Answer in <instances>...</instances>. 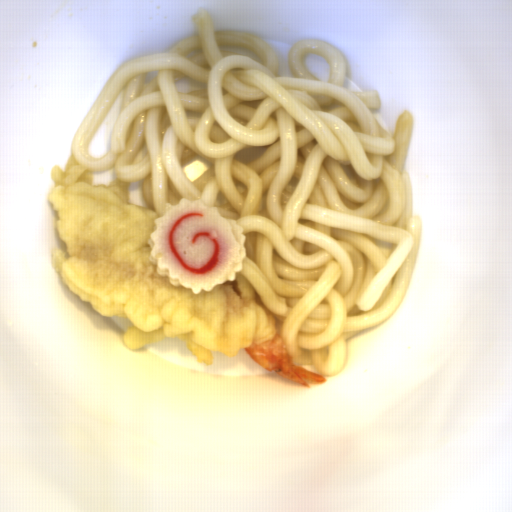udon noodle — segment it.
Masks as SVG:
<instances>
[{
    "mask_svg": "<svg viewBox=\"0 0 512 512\" xmlns=\"http://www.w3.org/2000/svg\"><path fill=\"white\" fill-rule=\"evenodd\" d=\"M190 16L197 35L116 69L70 154L93 173L143 180L157 218L186 198L235 220L239 273L294 363L336 376L347 339L397 310L415 269L413 114L385 129L371 110L382 108L378 90L344 87L348 62L333 45H292L294 77H278L268 41L214 30L201 7Z\"/></svg>",
    "mask_w": 512,
    "mask_h": 512,
    "instance_id": "obj_1",
    "label": "udon noodle"
}]
</instances>
